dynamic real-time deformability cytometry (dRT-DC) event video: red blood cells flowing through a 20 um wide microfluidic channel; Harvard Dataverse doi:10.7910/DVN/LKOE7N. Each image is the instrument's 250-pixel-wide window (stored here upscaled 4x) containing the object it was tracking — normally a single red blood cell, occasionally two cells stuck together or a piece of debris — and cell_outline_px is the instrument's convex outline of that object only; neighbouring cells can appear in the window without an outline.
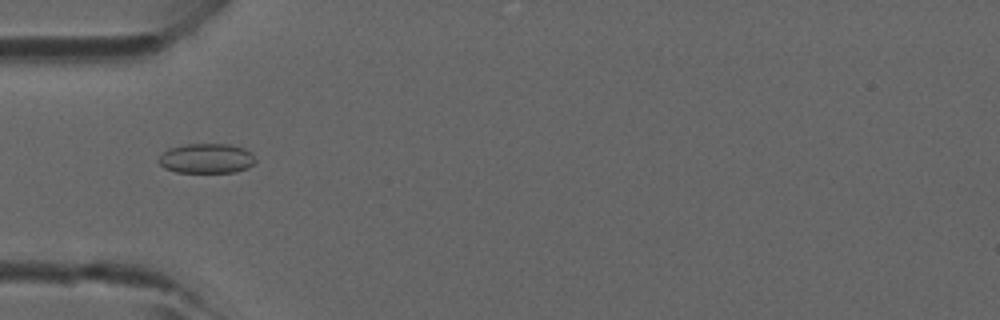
{"species": "common noctule bat (a hibernating species)", "species_latin": "Nyctalus noctula", "temperature_condition": "room temperature", "stored_images_in_passage": 46, "camera_frame_rate_fps": 3000, "um_per_image_px": 0.085, "animal": {"sex": "male", "forearm_length_mm": 52.5}, "frame": {"image": 1, "passage_image": 15, "time_ms": 4.667, "image_size_px": [1000, 320], "cell_outline_px": [[256, 160], [248, 168], [236, 172], [176, 172], [164, 168], [156, 160], [168, 148], [188, 144], [232, 144], [244, 148], [252, 152]], "centroid_in_image_um": [17.56, 13.46], "position_along_channel_um": 67.4, "area_um2": 16.94}}
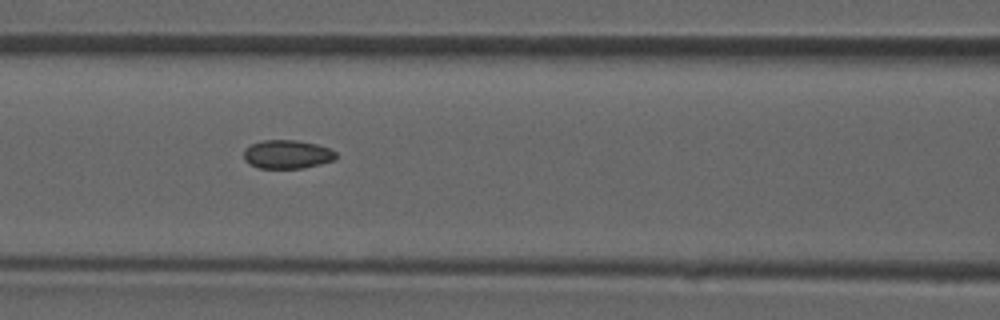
{"frame": {"image": 2, "passage_image": 20, "time_ms": 6.333, "image_size_px": [1000, 320], "cell_outline_px": [[336, 160], [304, 168], [260, 168], [248, 164], [244, 160], [244, 148], [252, 144], [264, 140], [296, 140], [316, 144], [328, 148], [336, 152]], "centroid_in_image_um": [24.4, 13.12], "position_along_channel_um": 142.2, "area_um2": 15.43}}
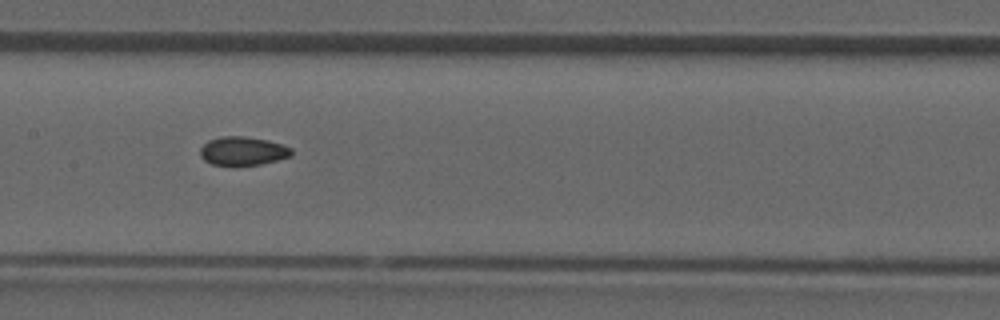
{"frame": {"image": 3, "passage_image": 23, "time_ms": 7.333, "image_size_px": [1000, 320], "cell_outline_px": [[292, 156], [260, 164], [212, 164], [204, 160], [200, 156], [200, 148], [208, 140], [220, 136], [244, 136], [268, 140], [292, 148]], "centroid_in_image_um": [20.63, 12.81], "position_along_channel_um": 186.8, "area_um2": 15.03}}